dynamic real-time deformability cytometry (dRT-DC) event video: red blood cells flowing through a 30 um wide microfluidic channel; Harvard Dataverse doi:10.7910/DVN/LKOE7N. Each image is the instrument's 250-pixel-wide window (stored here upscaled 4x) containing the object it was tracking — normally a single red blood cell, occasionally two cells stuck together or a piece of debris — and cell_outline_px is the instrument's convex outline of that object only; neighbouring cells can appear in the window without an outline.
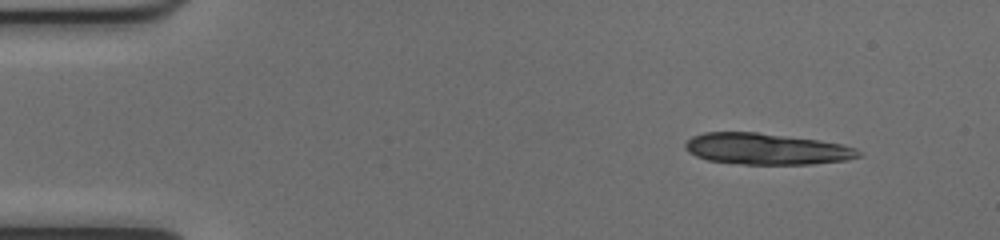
{"species": "common noctule bat (a hibernating species)", "species_latin": "Nyctalus noctula", "temperature_condition": "cold", "stored_images_in_passage": 47, "camera_frame_rate_fps": 3000, "um_per_image_px": 0.085, "animal": {"sex": "female", "body_mass_g": 17.0, "forearm_length_mm": 48.0}, "frame": {"image": 1, "passage_image": 1, "time_ms": 0.0, "image_size_px": [1000, 240], "cell_outline_px": [[864, 152], [860, 156], [844, 160], [812, 164], [744, 164], [708, 160], [696, 156], [688, 152], [684, 148], [684, 144], [692, 136], [704, 132], [756, 132], [820, 140], [840, 144], [856, 148]], "centroid_in_image_um": [65.14, 12.65], "position_along_channel_um": 19.9, "area_um2": 31.56}}
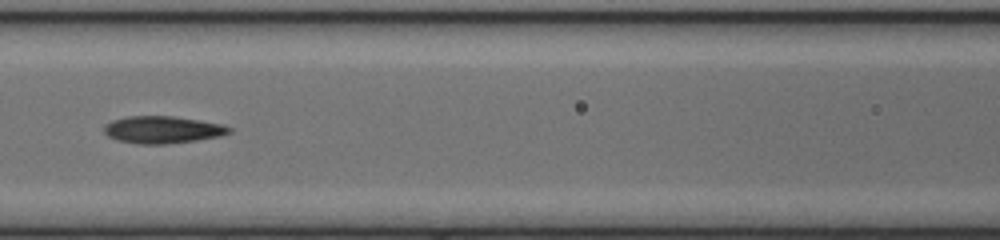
{"frame": {"image": 2, "passage_image": 19, "time_ms": 6.0, "image_size_px": [1000, 240], "cell_outline_px": [[232, 132], [220, 136], [196, 140], [164, 144], [136, 144], [116, 140], [108, 136], [104, 132], [104, 124], [112, 120], [128, 116], [172, 116], [200, 120], [224, 124], [232, 128]], "centroid_in_image_um": [13.81, 11.02], "position_along_channel_um": 152.8, "area_um2": 20.0}}
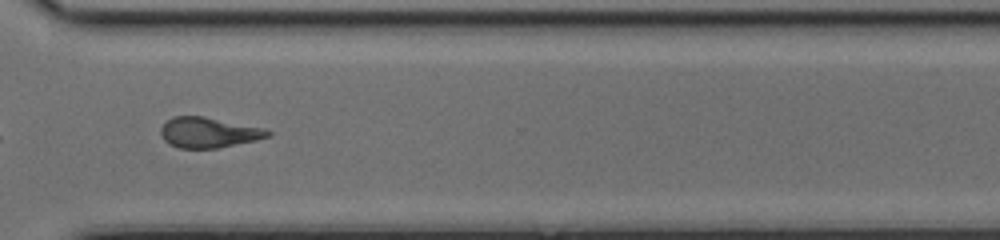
{"frame": {"image": 3, "passage_image": 34, "time_ms": 11.0, "image_size_px": [1000, 240], "cell_outline_px": [[272, 136], [256, 140], [216, 148], [180, 148], [168, 144], [164, 140], [160, 132], [160, 128], [172, 116], [204, 116], [264, 128], [272, 132]], "centroid_in_image_um": [17.73, 11.26], "position_along_channel_um": 352.9, "area_um2": 18.96}, "authors_computed_cell_mechanics": {"area_um2": 19.8832, "velocity_mm_per_s": 3.9996, "shape_relaxation_time_tau1_ms": null, "shape_relaxation_time_tau2_ms": 4.0353, "deformation_change_tau1": null, "deformation_change_tau2": 0.1349}}